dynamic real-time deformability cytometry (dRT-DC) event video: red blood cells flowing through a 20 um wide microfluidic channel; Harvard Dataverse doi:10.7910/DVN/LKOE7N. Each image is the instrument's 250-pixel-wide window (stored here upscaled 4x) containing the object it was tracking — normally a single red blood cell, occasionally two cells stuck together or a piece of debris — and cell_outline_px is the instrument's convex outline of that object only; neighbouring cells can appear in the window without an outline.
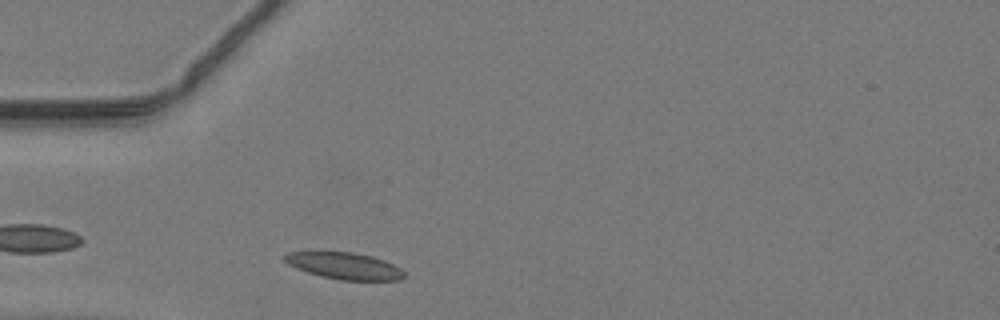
{"species": "common noctule bat (a hibernating species)", "species_latin": "Nyctalus noctula", "temperature_condition": "warm", "stored_images_in_passage": 36, "camera_frame_rate_fps": 3000, "um_per_image_px": 0.085, "animal": {"sex": "male", "body_mass_g": 19.2, "forearm_length_mm": 51.8}, "frame": {"image": 1, "passage_image": 3, "time_ms": 0.667, "image_size_px": [1000, 320], "cell_outline_px": [[404, 276], [400, 280], [340, 280], [308, 272], [296, 268], [288, 264], [284, 260], [284, 256], [288, 252], [352, 252], [372, 256], [384, 260], [400, 268], [404, 272]], "centroid_in_image_um": [29.29, 22.59], "position_along_channel_um": 55.7, "area_um2": 18.32}}
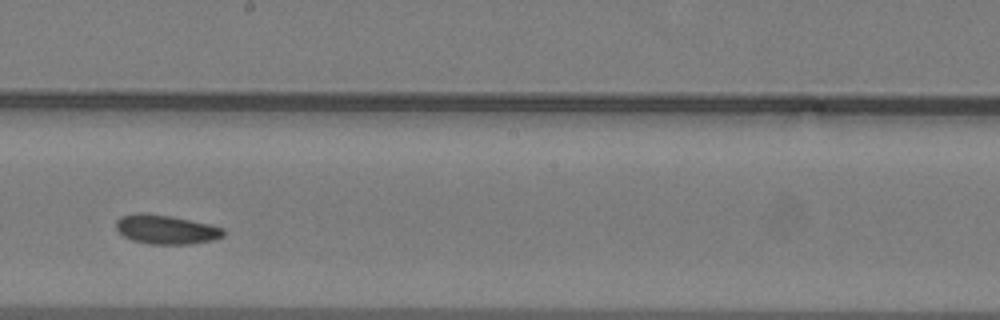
{"frame": {"image": 2, "passage_image": 16, "time_ms": 5.0, "image_size_px": [1000, 320], "cell_outline_px": [[224, 236], [212, 240], [192, 244], [148, 244], [132, 240], [124, 236], [116, 228], [116, 220], [120, 216], [136, 212], [144, 212], [168, 216], [208, 224], [224, 228]], "centroid_in_image_um": [14.08, 19.5], "position_along_channel_um": 234.1, "area_um2": 18.21}}
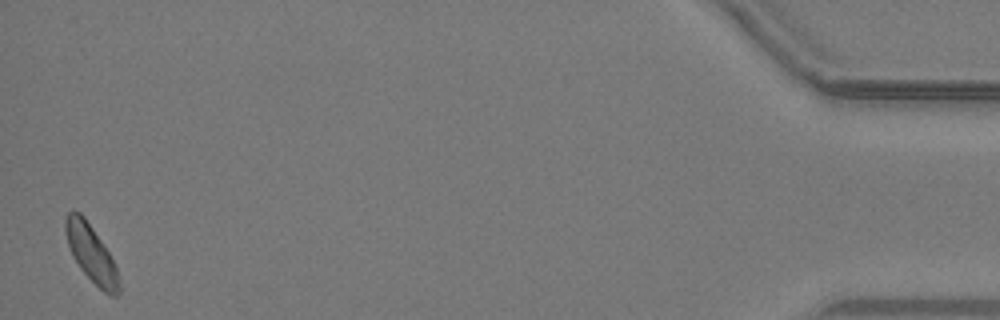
{"frame": {"image": 3, "passage_image": 36, "time_ms": 11.667, "image_size_px": [1000, 320], "cell_outline_px": [[120, 292], [116, 296], [112, 296], [104, 292], [80, 268], [72, 256], [64, 232], [64, 220], [68, 212], [72, 208], [80, 212], [84, 216], [116, 264], [120, 284]], "centroid_in_image_um": [7.74, 21.52], "position_along_channel_um": 427.5, "area_um2": 17.8}}